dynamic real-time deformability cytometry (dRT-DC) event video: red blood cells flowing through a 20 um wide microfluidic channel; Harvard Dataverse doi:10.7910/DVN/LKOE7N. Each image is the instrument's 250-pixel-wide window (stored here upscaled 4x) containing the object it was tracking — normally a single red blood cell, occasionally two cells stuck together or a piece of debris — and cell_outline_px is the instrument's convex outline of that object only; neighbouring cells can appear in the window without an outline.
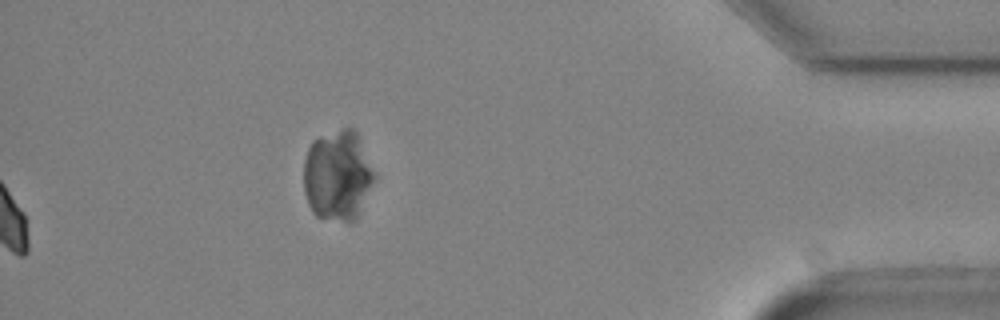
{"species": "Egyptian fruit bat (a non-hibernating species)", "species_latin": "Rousettus aegyptiacus", "temperature_condition": "cold", "stored_images_in_passage": 41, "segment_of_instrument_passage": [2, 2], "camera_frame_rate_fps": 3000, "um_per_image_px": 0.085, "animal": {"sex": "female"}, "frame": {"image": 1, "passage_image": 41, "time_ms": 13.333, "image_size_px": [1000, 320], "cell_outline_px": [[376, 180], [356, 216], [348, 224], [316, 216], [312, 212], [308, 204], [304, 192], [304, 160], [308, 148], [312, 140], [320, 136], [344, 128], [352, 128], [356, 132], [360, 140], [376, 176]], "centroid_in_image_um": [28.68, 14.93], "position_along_channel_um": 406.5, "area_um2": 37.28}}